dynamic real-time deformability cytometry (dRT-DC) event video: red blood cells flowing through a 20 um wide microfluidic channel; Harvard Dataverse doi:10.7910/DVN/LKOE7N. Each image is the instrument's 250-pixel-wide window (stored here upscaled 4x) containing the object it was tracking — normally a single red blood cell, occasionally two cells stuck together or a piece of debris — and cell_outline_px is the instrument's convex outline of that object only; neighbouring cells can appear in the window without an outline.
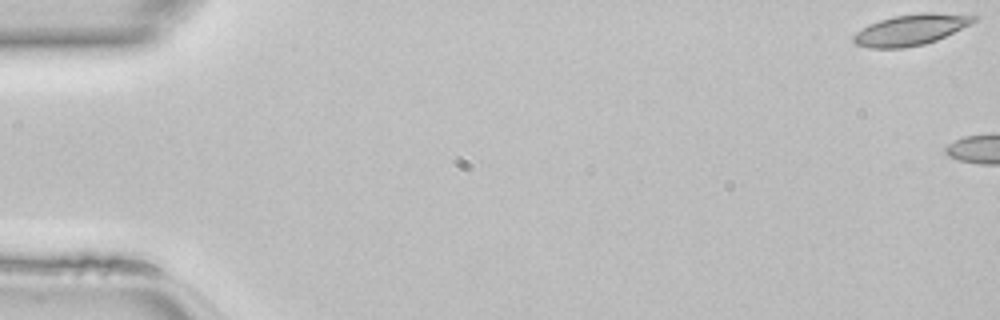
{"species": "common noctule bat (a hibernating species)", "species_latin": "Nyctalus noctula", "temperature_condition": "room temperature", "stored_images_in_passage": 5, "camera_frame_rate_fps": 3000, "um_per_image_px": 0.085, "animal": {"sex": "female", "body_mass_g": 22.7, "forearm_length_mm": 54.2}, "frame": {"image": 1, "passage_image": 1, "time_ms": 0.0, "image_size_px": [1000, 320], "cell_outline_px": [[980, 20], [936, 40], [924, 44], [904, 48], [868, 48], [856, 44], [852, 40], [852, 36], [856, 32], [868, 24], [892, 16], [932, 12], [976, 16]], "centroid_in_image_um": [77.4, 2.53], "position_along_channel_um": 7.6, "area_um2": 21.62}}